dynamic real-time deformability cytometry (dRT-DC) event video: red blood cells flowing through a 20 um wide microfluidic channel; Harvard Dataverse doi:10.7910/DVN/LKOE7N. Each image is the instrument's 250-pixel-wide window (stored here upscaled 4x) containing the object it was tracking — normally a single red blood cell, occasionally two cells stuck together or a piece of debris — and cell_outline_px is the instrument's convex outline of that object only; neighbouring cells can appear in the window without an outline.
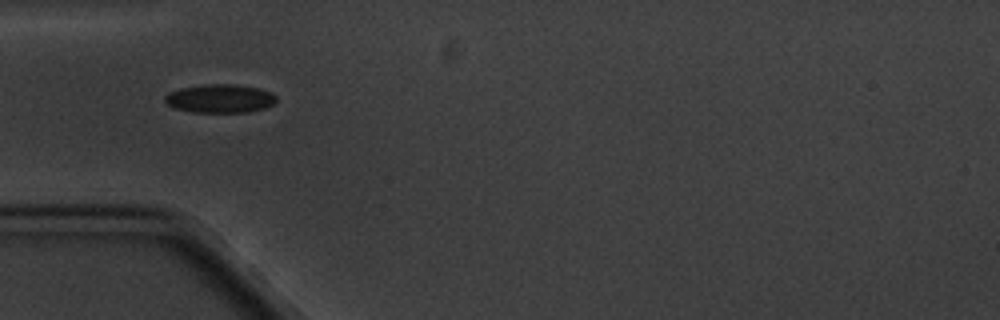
{"species": "common noctule bat (a hibernating species)", "species_latin": "Nyctalus noctula", "temperature_condition": "cold", "stored_images_in_passage": 5, "camera_frame_rate_fps": 3000, "um_per_image_px": 0.085, "animal": {"sex": "male", "body_mass_g": 20.1, "forearm_length_mm": 53.5}, "frame": {"image": 1, "passage_image": 4, "time_ms": 3.667, "image_size_px": [1000, 320], "cell_outline_px": [[276, 100], [272, 104], [264, 108], [248, 112], [192, 112], [176, 108], [168, 104], [164, 100], [164, 96], [168, 92], [180, 88], [204, 84], [236, 84], [260, 88], [272, 92], [276, 96]], "centroid_in_image_um": [18.7, 8.36], "position_along_channel_um": 66.3, "area_um2": 18.61}}